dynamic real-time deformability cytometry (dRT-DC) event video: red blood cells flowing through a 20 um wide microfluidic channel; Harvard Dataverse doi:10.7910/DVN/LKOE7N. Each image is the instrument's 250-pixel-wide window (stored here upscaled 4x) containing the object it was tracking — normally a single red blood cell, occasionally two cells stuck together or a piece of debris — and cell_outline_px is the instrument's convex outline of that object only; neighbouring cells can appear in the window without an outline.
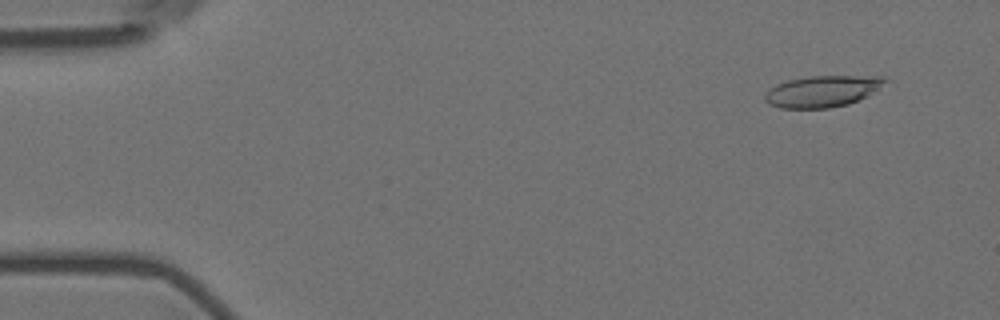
{"species": "Egyptian fruit bat (a non-hibernating species)", "species_latin": "Rousettus aegyptiacus", "temperature_condition": "room temperature", "stored_images_in_passage": 56, "camera_frame_rate_fps": 3000, "um_per_image_px": 0.085, "animal": {"sex": "female"}, "frame": {"image": 1, "passage_image": 4, "time_ms": 1.0, "image_size_px": [1000, 320], "cell_outline_px": [[892, 80], [868, 96], [848, 104], [828, 108], [780, 108], [768, 104], [764, 100], [764, 92], [768, 88], [776, 84], [788, 80], [808, 76], [884, 76]], "centroid_in_image_um": [69.92, 7.75], "position_along_channel_um": 15.1, "area_um2": 22.43}}
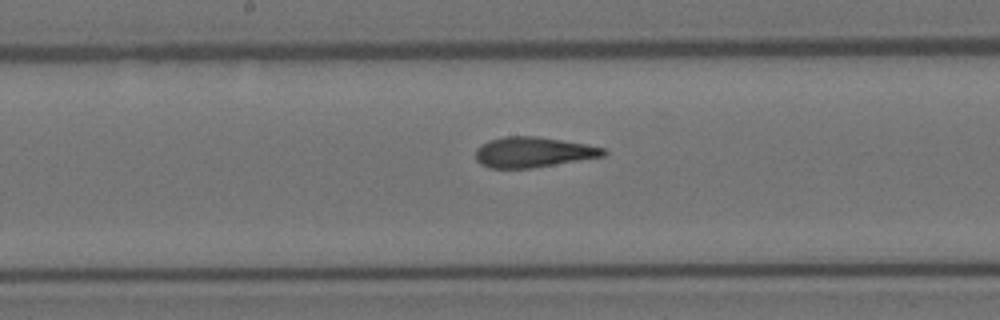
{"frame": {"image": 2, "passage_image": 29, "time_ms": 9.333, "image_size_px": [1000, 320], "cell_outline_px": [[608, 152], [604, 156], [532, 168], [488, 168], [480, 164], [476, 160], [476, 148], [480, 144], [488, 140], [504, 136], [536, 136], [584, 144], [604, 148]], "centroid_in_image_um": [45.26, 12.93], "position_along_channel_um": 202.9, "area_um2": 22.6}}
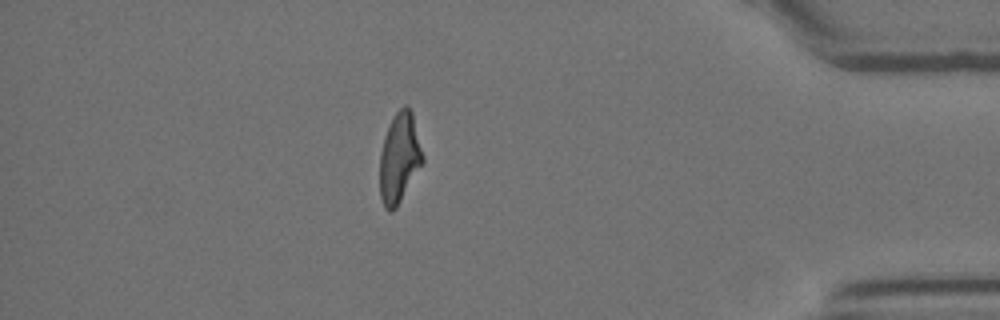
{"frame": {"image": 3, "passage_image": 49, "time_ms": 16.0, "image_size_px": [1000, 320], "cell_outline_px": [[424, 160], [396, 208], [392, 212], [388, 212], [384, 208], [380, 196], [380, 152], [384, 136], [392, 116], [404, 104], [408, 104], [412, 112], [424, 156]], "centroid_in_image_um": [33.94, 13.4], "position_along_channel_um": 401.3, "area_um2": 22.6}, "authors_computed_cell_mechanics": {"area_um2": 22.7154, "velocity_mm_per_s": 3.5773, "shape_relaxation_time_tau1_ms": 8.699, "shape_relaxation_time_tau2_ms": 1.3806, "deformation_change_tau1": 0.2592, "deformation_change_tau2": 0.1119}}